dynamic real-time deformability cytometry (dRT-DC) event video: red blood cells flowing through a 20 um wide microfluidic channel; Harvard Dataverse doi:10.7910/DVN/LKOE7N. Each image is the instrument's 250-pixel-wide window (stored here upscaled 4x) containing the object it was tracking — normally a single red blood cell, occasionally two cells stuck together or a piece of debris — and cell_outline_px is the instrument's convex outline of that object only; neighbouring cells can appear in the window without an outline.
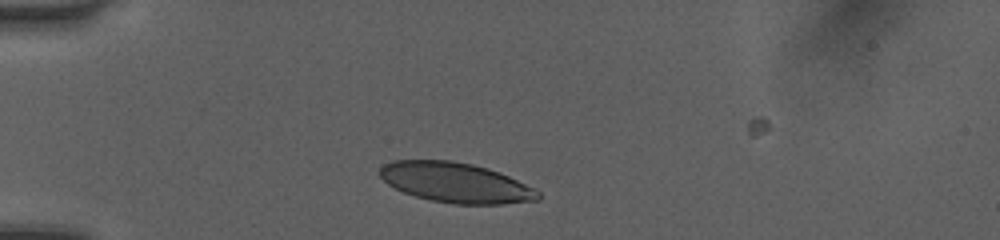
{"species": "human", "species_latin": "Homo sapiens", "temperature_condition": "room temperature", "stored_images_in_passage": 33, "camera_frame_rate_fps": 3000, "um_per_image_px": 0.085, "donor": {"sex": "female"}, "frame": {"image": 1, "passage_image": 5, "time_ms": 1.333, "image_size_px": [1000, 240], "cell_outline_px": [[540, 200], [504, 204], [452, 204], [432, 200], [416, 196], [404, 192], [388, 184], [376, 172], [384, 164], [392, 160], [452, 160], [472, 164], [488, 168], [500, 172], [536, 188], [540, 192]], "centroid_in_image_um": [38.76, 15.52], "position_along_channel_um": 46.2, "area_um2": 37.17}}
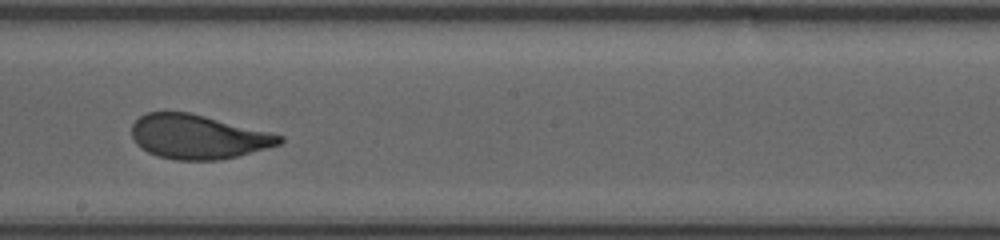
{"frame": {"image": 2, "passage_image": 19, "time_ms": 6.0, "image_size_px": [1000, 240], "cell_outline_px": [[284, 140], [280, 144], [236, 156], [220, 160], [176, 160], [156, 156], [140, 148], [136, 144], [132, 136], [132, 124], [140, 116], [148, 112], [188, 112], [284, 136]], "centroid_in_image_um": [16.78, 11.64], "position_along_channel_um": 231.4, "area_um2": 37.69}}
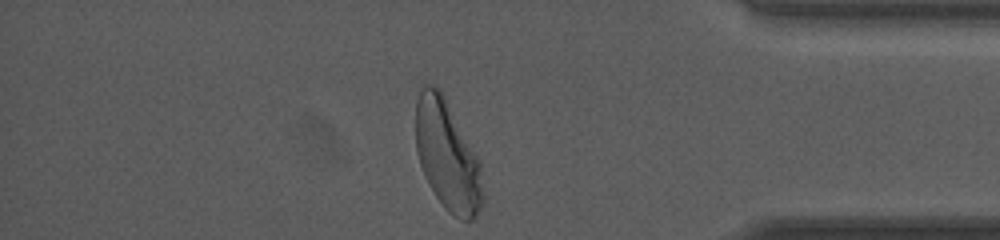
{"frame": {"image": 3, "passage_image": 33, "time_ms": 10.667, "image_size_px": [1000, 240], "cell_outline_px": [[484, 204], [472, 220], [460, 220], [452, 216], [444, 208], [428, 184], [424, 176], [416, 152], [416, 100], [420, 88], [424, 84], [436, 84], [440, 88], [480, 160], [484, 192]], "centroid_in_image_um": [38.04, 13.23], "position_along_channel_um": 397.2, "area_um2": 43.75}, "authors_computed_cell_mechanics": {"area_um2": 38.6682, "velocity_mm_per_s": 4.0378, "shape_relaxation_time_tau1_ms": 2.3608, "shape_relaxation_time_tau2_ms": null, "deformation_change_tau1": 0.1317, "deformation_change_tau2": null}}